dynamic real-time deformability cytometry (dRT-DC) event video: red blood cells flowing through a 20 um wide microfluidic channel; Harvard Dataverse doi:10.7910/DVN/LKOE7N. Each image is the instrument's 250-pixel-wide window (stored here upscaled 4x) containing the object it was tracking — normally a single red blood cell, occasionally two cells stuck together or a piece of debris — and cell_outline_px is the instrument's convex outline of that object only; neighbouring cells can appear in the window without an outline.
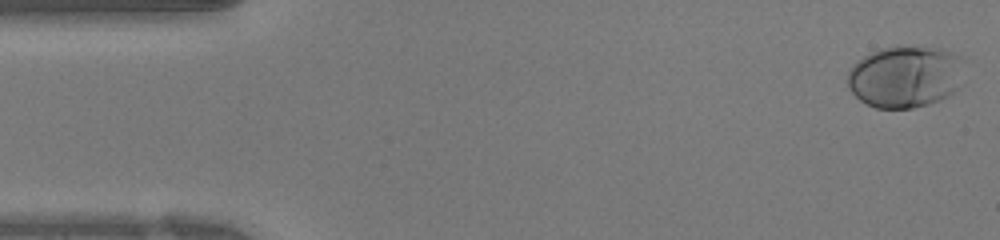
{"species": "human", "species_latin": "Homo sapiens", "temperature_condition": "warm", "stored_images_in_passage": 41, "camera_frame_rate_fps": 3000, "um_per_image_px": 0.085, "donor": {"sex": "female"}, "frame": {"image": 1, "passage_image": 1, "time_ms": 0.0, "image_size_px": [1000, 240], "cell_outline_px": [[960, 60], [956, 88], [948, 96], [940, 100], [928, 104], [912, 108], [876, 108], [860, 100], [848, 88], [848, 72], [852, 64], [864, 56], [872, 52], [884, 48], [940, 48], [952, 52], [960, 56]], "centroid_in_image_um": [76.86, 6.54], "position_along_channel_um": 8.1, "area_um2": 40.98}}
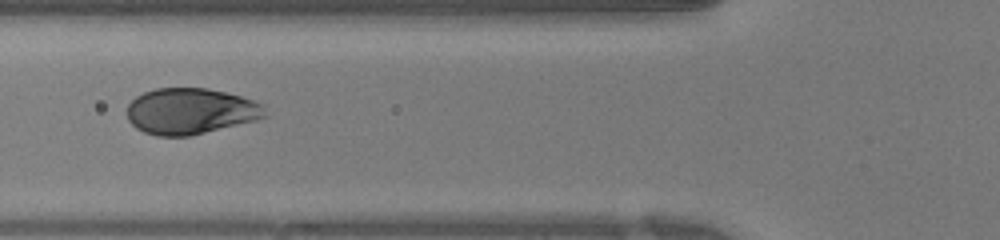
{"frame": {"image": 2, "passage_image": 15, "time_ms": 4.667, "image_size_px": [1000, 240], "cell_outline_px": [[268, 116], [256, 120], [188, 136], [156, 136], [144, 132], [136, 128], [128, 120], [128, 104], [136, 96], [144, 92], [156, 88], [208, 88], [256, 100], [264, 104]], "centroid_in_image_um": [16.21, 9.44], "position_along_channel_um": 109.6, "area_um2": 37.11}}
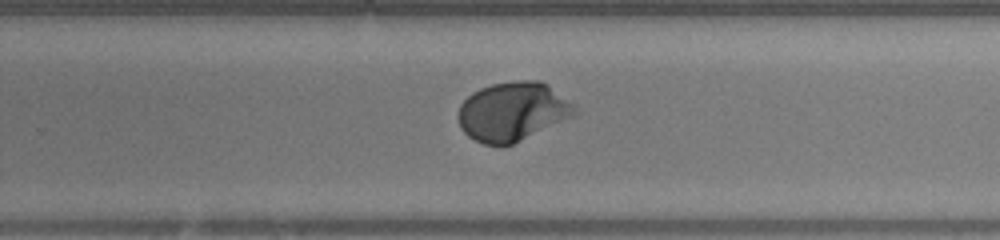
{"frame": {"image": 3, "passage_image": 26, "time_ms": 8.333, "image_size_px": [1000, 240], "cell_outline_px": [[580, 112], [576, 116], [512, 144], [484, 144], [468, 136], [460, 128], [456, 116], [460, 104], [472, 92], [480, 88], [492, 84], [512, 80], [540, 80], [548, 84], [576, 104]], "centroid_in_image_um": [43.62, 9.45], "position_along_channel_um": 286.2, "area_um2": 40.63}}